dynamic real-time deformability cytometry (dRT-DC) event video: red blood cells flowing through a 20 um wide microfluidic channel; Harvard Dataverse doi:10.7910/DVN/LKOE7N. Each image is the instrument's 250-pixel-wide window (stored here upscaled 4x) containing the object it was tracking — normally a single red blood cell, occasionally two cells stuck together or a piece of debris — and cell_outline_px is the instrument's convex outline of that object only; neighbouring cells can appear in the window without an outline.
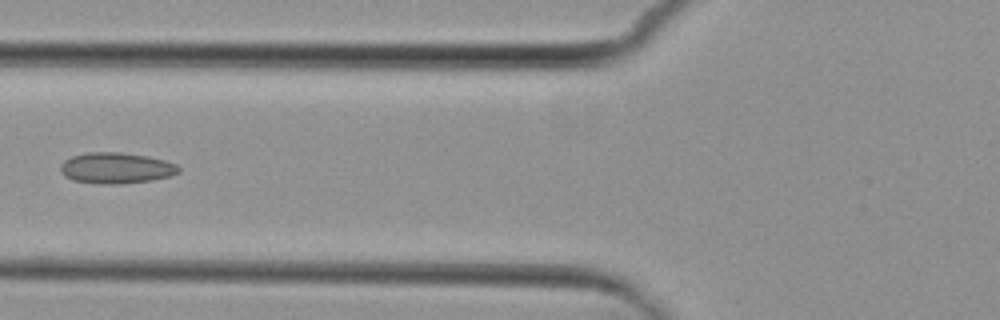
{"species": "common noctule bat (a hibernating species)", "species_latin": "Nyctalus noctula", "temperature_condition": "cold", "stored_images_in_passage": 6, "camera_frame_rate_fps": 3000, "um_per_image_px": 0.085, "animal": {"sex": "female", "body_mass_g": 29.2, "forearm_length_mm": 56.3}, "frame": {"image": 1, "passage_image": 5, "time_ms": 5.0, "image_size_px": [1000, 320], "cell_outline_px": [[180, 172], [172, 176], [152, 180], [120, 184], [100, 184], [72, 180], [64, 176], [60, 172], [60, 164], [64, 160], [72, 156], [88, 152], [120, 152], [148, 156], [164, 160], [176, 164], [180, 168]], "centroid_in_image_um": [9.87, 14.28], "position_along_channel_um": 115.9, "area_um2": 21.56}}
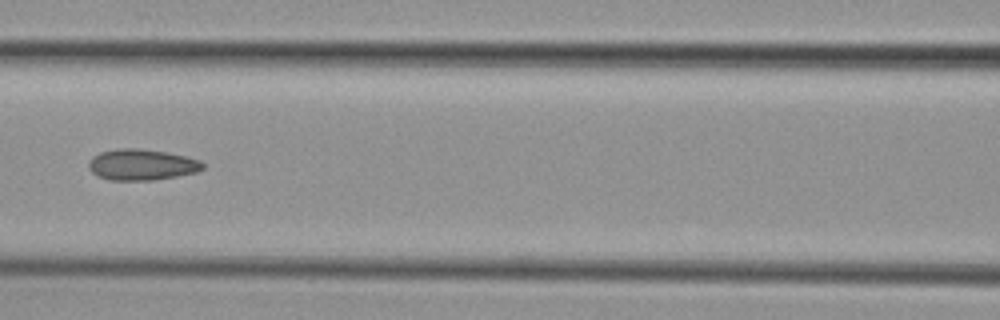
{"frame": {"image": 2, "passage_image": 6, "time_ms": 6.0, "image_size_px": [1000, 320], "cell_outline_px": [[204, 168], [196, 172], [176, 176], [152, 180], [108, 180], [96, 176], [88, 168], [88, 164], [92, 156], [100, 152], [116, 148], [140, 148], [164, 152], [184, 156], [200, 160], [204, 164]], "centroid_in_image_um": [12.0, 13.99], "position_along_channel_um": 154.6, "area_um2": 20.69}}